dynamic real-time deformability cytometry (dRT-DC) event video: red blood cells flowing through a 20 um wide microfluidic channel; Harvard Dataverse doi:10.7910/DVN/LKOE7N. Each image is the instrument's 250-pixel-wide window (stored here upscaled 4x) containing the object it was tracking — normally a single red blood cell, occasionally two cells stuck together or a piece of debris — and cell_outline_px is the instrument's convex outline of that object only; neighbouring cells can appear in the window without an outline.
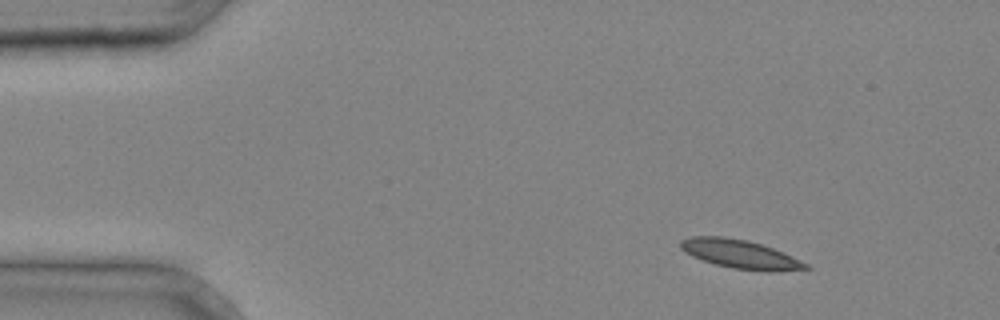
{"species": "common noctule bat (a hibernating species)", "species_latin": "Nyctalus noctula", "temperature_condition": "cold", "stored_images_in_passage": 3, "camera_frame_rate_fps": 3000, "um_per_image_px": 0.085, "animal": {"sex": "male", "body_mass_g": 20.4}, "frame": {"image": 1, "passage_image": 1, "time_ms": 0.0, "image_size_px": [1000, 320], "cell_outline_px": [[812, 268], [776, 272], [768, 272], [732, 268], [716, 264], [692, 256], [684, 252], [680, 248], [680, 240], [688, 236], [724, 236], [748, 240], [772, 248], [792, 256], [808, 264]], "centroid_in_image_um": [62.91, 21.6], "position_along_channel_um": 22.1, "area_um2": 21.04}}
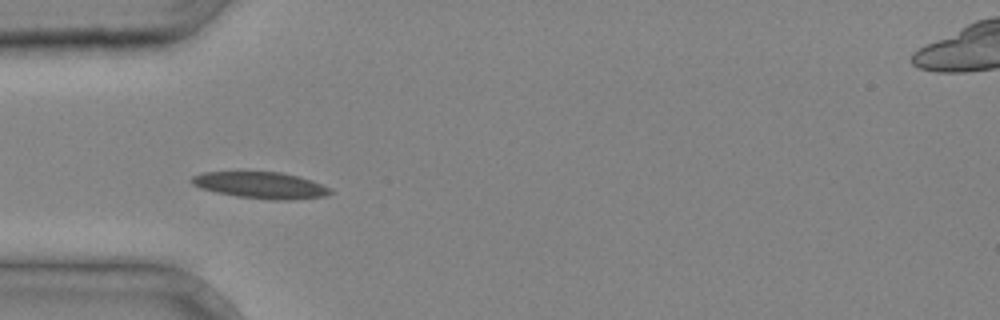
{"frame": {"image": 2, "passage_image": 3, "time_ms": 0.667, "image_size_px": [1000, 320], "cell_outline_px": [[336, 192], [324, 196], [296, 200], [272, 200], [236, 196], [216, 192], [200, 188], [192, 184], [188, 180], [192, 176], [204, 172], [244, 168], [280, 172], [312, 180], [332, 188]], "centroid_in_image_um": [22.12, 15.69], "position_along_channel_um": 62.9, "area_um2": 22.72}}